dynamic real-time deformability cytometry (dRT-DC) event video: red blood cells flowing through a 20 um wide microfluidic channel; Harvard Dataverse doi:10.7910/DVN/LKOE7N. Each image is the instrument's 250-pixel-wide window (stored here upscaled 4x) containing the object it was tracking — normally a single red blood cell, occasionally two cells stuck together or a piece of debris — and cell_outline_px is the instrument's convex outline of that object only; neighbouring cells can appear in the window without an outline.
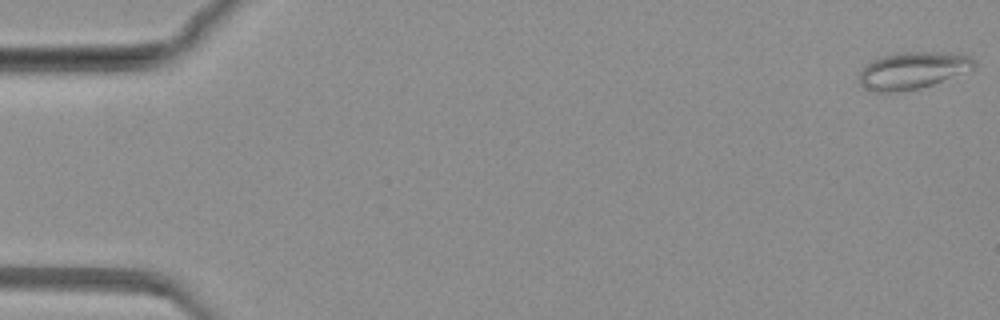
{"species": "common noctule bat (a hibernating species)", "species_latin": "Nyctalus noctula", "temperature_condition": "warm", "stored_images_in_passage": 12, "camera_frame_rate_fps": 3000, "um_per_image_px": 0.085, "animal": {"sex": "female", "body_mass_g": 19.3, "forearm_length_mm": 54.1}, "frame": {"image": 1, "passage_image": 1, "time_ms": 0.0, "image_size_px": [1000, 320], "cell_outline_px": [[976, 64], [972, 68], [932, 84], [920, 88], [896, 92], [876, 92], [860, 84], [860, 72], [872, 60], [880, 56], [896, 52], [936, 52], [968, 56]], "centroid_in_image_um": [77.5, 5.98], "position_along_channel_um": 7.5, "area_um2": 24.1}}